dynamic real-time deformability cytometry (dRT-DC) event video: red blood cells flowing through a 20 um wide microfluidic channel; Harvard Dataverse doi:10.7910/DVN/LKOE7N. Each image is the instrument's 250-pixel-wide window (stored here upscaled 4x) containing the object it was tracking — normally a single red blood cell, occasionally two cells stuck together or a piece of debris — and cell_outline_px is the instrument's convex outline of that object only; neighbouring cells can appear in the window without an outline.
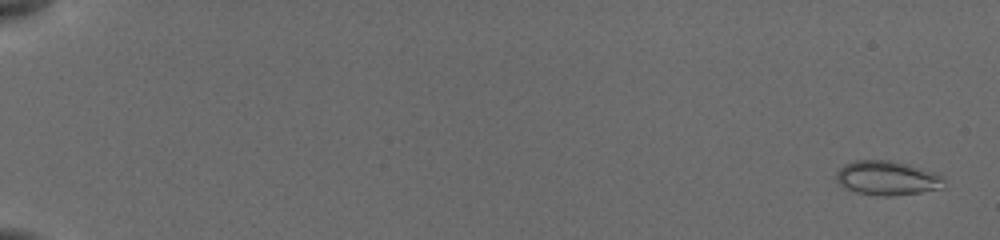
{"species": "common noctule bat (a hibernating species)", "species_latin": "Nyctalus noctula", "temperature_condition": "cold", "stored_images_in_passage": 21, "camera_frame_rate_fps": 3000, "um_per_image_px": 0.085, "animal": {"sex": "female", "body_mass_g": 19.5, "forearm_length_mm": 54.1}, "frame": {"image": 1, "passage_image": 1, "time_ms": 0.0, "image_size_px": [1000, 240], "cell_outline_px": [[944, 188], [920, 192], [892, 196], [884, 196], [856, 192], [840, 184], [836, 180], [836, 172], [844, 164], [856, 160], [892, 160], [908, 164], [932, 172], [940, 176], [944, 180]], "centroid_in_image_um": [75.4, 15.13], "position_along_channel_um": 9.6, "area_um2": 21.33}}
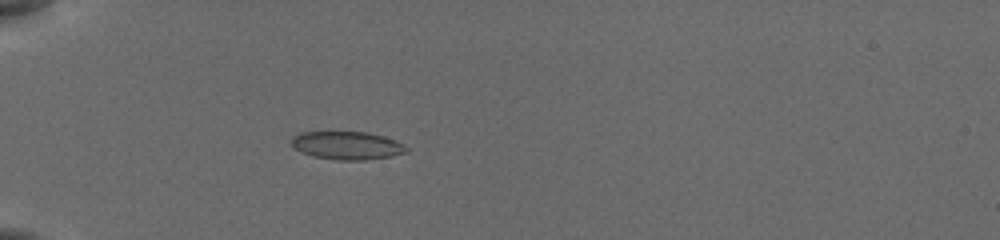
{"frame": {"image": 2, "passage_image": 14, "time_ms": 5.667, "image_size_px": [1000, 240], "cell_outline_px": [[408, 152], [392, 156], [364, 160], [336, 160], [312, 156], [300, 152], [292, 144], [292, 136], [300, 132], [368, 132], [384, 136], [396, 140], [404, 144], [408, 148]], "centroid_in_image_um": [29.52, 12.36], "position_along_channel_um": 55.5, "area_um2": 18.96}}
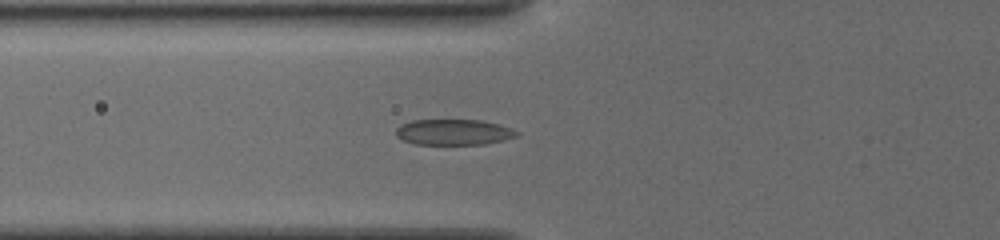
{"frame": {"image": 3, "passage_image": 18, "time_ms": 7.0, "image_size_px": [1000, 240], "cell_outline_px": [[520, 136], [504, 140], [484, 144], [416, 144], [404, 140], [396, 136], [396, 128], [400, 124], [412, 120], [484, 120], [500, 124], [512, 128], [520, 132]], "centroid_in_image_um": [38.61, 11.22], "position_along_channel_um": 87.2, "area_um2": 18.32}}